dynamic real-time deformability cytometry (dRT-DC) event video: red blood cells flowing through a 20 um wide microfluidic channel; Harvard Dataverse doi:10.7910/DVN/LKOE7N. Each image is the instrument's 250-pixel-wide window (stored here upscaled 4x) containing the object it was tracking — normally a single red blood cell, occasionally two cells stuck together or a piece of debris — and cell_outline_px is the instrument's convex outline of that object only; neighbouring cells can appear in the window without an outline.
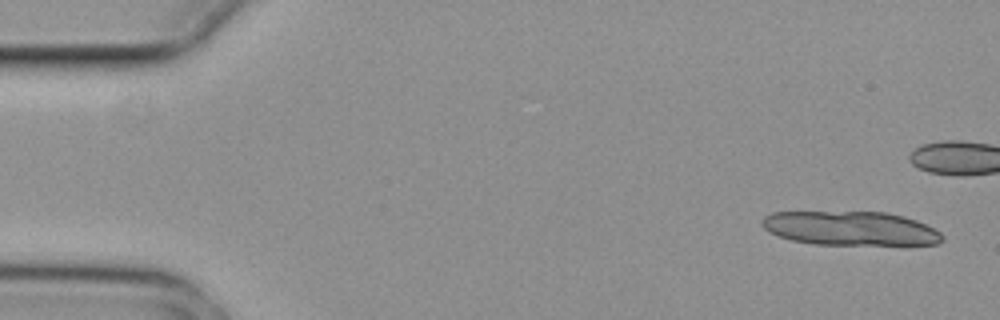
{"species": "common noctule bat (a hibernating species)", "species_latin": "Nyctalus noctula", "temperature_condition": "cold", "stored_images_in_passage": 6, "camera_frame_rate_fps": 3000, "um_per_image_px": 0.085, "animal": {"sex": "female", "body_mass_g": 29.2, "forearm_length_mm": 56.3}, "frame": {"image": 1, "passage_image": 1, "time_ms": 0.0, "image_size_px": [1000, 320], "cell_outline_px": [[944, 240], [940, 244], [812, 244], [792, 240], [768, 232], [764, 228], [760, 220], [764, 216], [772, 212], [884, 212], [904, 216], [916, 220], [940, 232], [944, 236]], "centroid_in_image_um": [72.27, 19.41], "position_along_channel_um": 12.7, "area_um2": 35.66}}
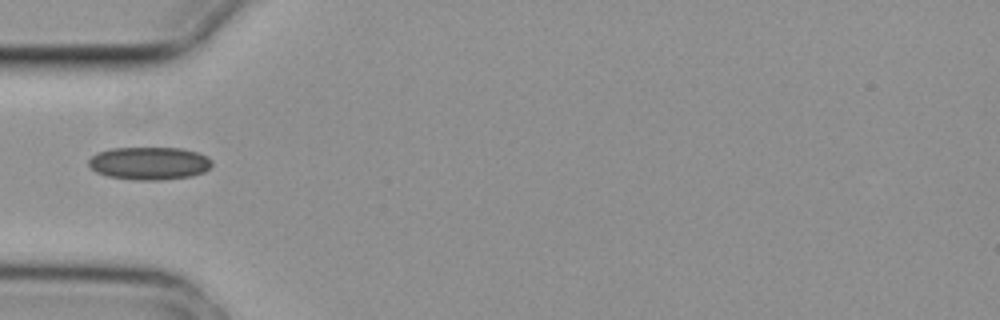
{"frame": {"image": 2, "passage_image": 5, "time_ms": 1.333, "image_size_px": [1000, 320], "cell_outline_px": [[212, 164], [204, 172], [192, 176], [164, 180], [136, 180], [108, 176], [96, 172], [88, 164], [88, 160], [96, 152], [112, 148], [180, 148], [196, 152], [208, 156], [212, 160]], "centroid_in_image_um": [12.69, 13.88], "position_along_channel_um": 72.3, "area_um2": 23.7}}
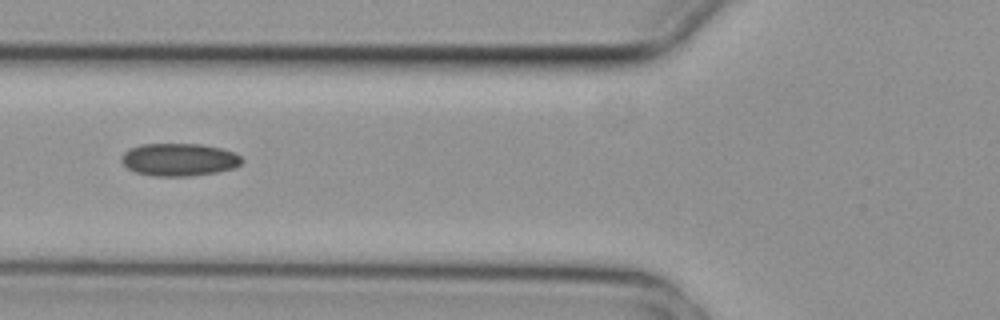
{"frame": {"image": 3, "passage_image": 6, "time_ms": 1.667, "image_size_px": [1000, 320], "cell_outline_px": [[244, 160], [236, 168], [216, 172], [192, 176], [152, 176], [136, 172], [128, 168], [120, 160], [120, 156], [128, 148], [140, 144], [200, 144], [220, 148], [236, 152]], "centroid_in_image_um": [15.22, 13.56], "position_along_channel_um": 110.6, "area_um2": 23.18}}